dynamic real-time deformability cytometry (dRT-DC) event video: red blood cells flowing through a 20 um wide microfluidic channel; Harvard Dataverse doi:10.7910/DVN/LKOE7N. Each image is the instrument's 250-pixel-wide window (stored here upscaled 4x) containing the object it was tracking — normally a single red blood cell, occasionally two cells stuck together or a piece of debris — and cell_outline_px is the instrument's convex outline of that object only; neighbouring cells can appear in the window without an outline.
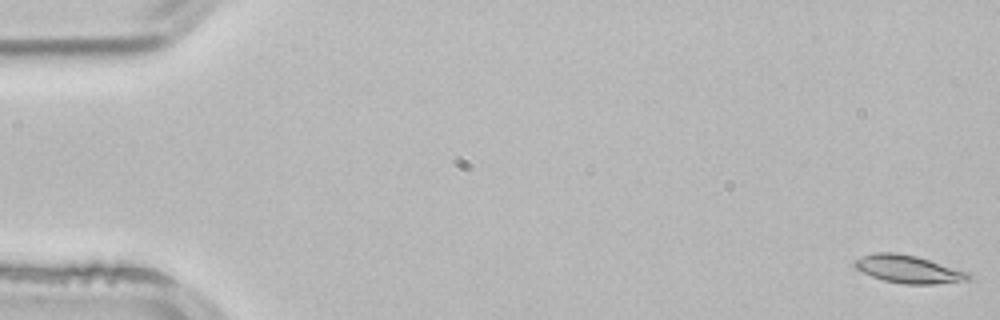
{"species": "common noctule bat (a hibernating species)", "species_latin": "Nyctalus noctula", "temperature_condition": "room temperature", "stored_images_in_passage": 4, "camera_frame_rate_fps": 3000, "um_per_image_px": 0.085, "animal": {"sex": "male", "body_mass_g": 21.5, "forearm_length_mm": 52.0}, "frame": {"image": 1, "passage_image": 1, "time_ms": 0.0, "image_size_px": [1000, 320], "cell_outline_px": [[972, 280], [932, 284], [904, 284], [884, 280], [872, 276], [856, 268], [852, 264], [856, 260], [872, 252], [896, 252], [916, 256], [972, 272]], "centroid_in_image_um": [77.29, 22.88], "position_along_channel_um": 7.7, "area_um2": 18.55}}
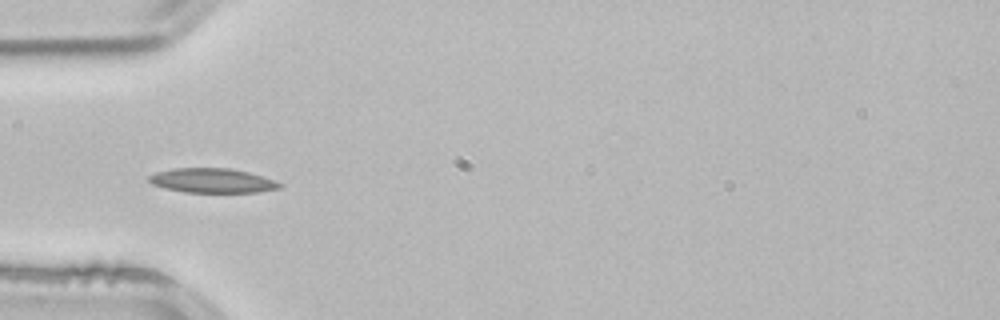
{"frame": {"image": 2, "passage_image": 4, "time_ms": 1.0, "image_size_px": [1000, 320], "cell_outline_px": [[284, 188], [256, 192], [184, 192], [164, 188], [152, 184], [148, 180], [148, 176], [156, 172], [172, 168], [232, 168], [248, 172], [284, 184]], "centroid_in_image_um": [18.03, 15.35], "position_along_channel_um": 67.0, "area_um2": 18.67}}